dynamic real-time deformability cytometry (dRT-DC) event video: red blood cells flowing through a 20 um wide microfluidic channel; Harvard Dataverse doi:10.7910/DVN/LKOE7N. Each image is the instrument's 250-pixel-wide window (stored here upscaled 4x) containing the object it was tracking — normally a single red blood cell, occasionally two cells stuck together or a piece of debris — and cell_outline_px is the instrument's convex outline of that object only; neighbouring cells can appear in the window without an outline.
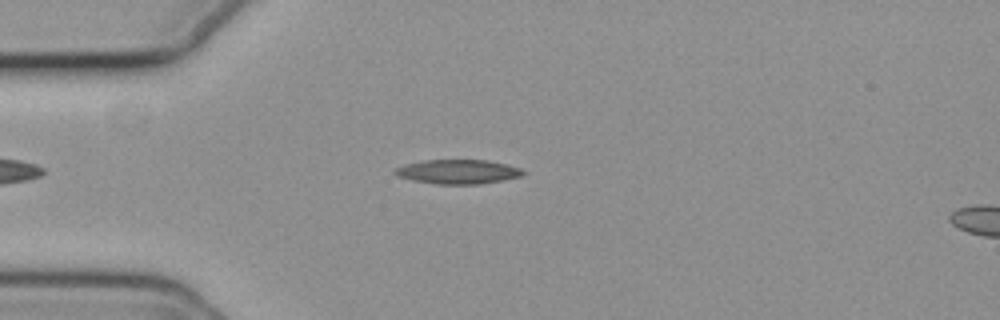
{"species": "common noctule bat (a hibernating species)", "species_latin": "Nyctalus noctula", "temperature_condition": "cold", "stored_images_in_passage": 50, "camera_frame_rate_fps": 3000, "um_per_image_px": 0.085, "animal": {"sex": "female", "body_mass_g": 19.3, "forearm_length_mm": 54.1}, "frame": {"image": 1, "passage_image": 9, "time_ms": 2.667, "image_size_px": [1000, 320], "cell_outline_px": [[528, 172], [520, 176], [504, 180], [480, 184], [436, 184], [412, 180], [396, 176], [392, 172], [396, 168], [404, 164], [424, 160], [488, 160], [520, 168]], "centroid_in_image_um": [38.9, 14.6], "position_along_channel_um": 46.1, "area_um2": 18.21}}
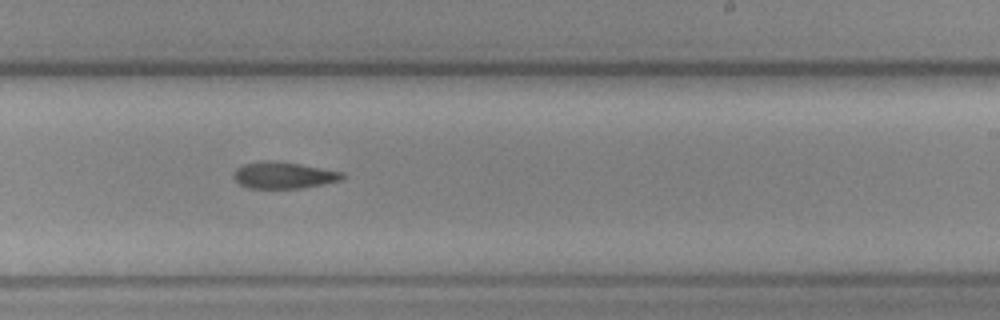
{"frame": {"image": 2, "passage_image": 28, "time_ms": 9.0, "image_size_px": [1000, 320], "cell_outline_px": [[344, 176], [340, 180], [324, 184], [300, 188], [248, 188], [240, 184], [232, 176], [236, 168], [244, 164], [268, 160], [300, 164], [344, 172]], "centroid_in_image_um": [24.1, 14.9], "position_along_channel_um": 264.9, "area_um2": 16.7}}
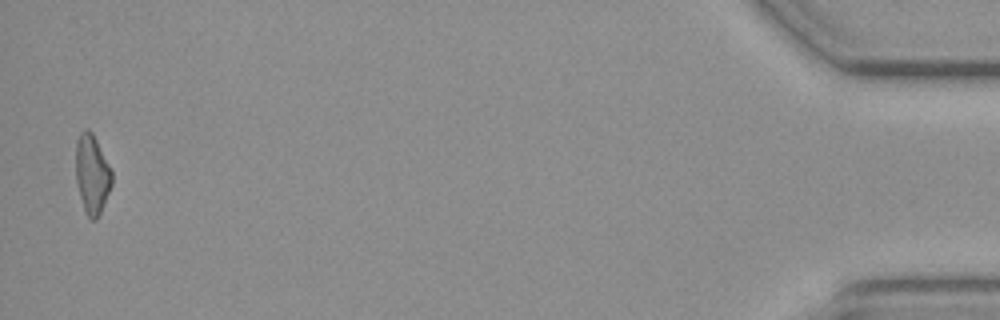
{"frame": {"image": 3, "passage_image": 49, "time_ms": 16.0, "image_size_px": [1000, 320], "cell_outline_px": [[112, 184], [100, 212], [96, 220], [92, 220], [88, 216], [84, 208], [80, 196], [76, 180], [76, 140], [80, 132], [84, 128], [88, 128], [92, 132], [112, 168]], "centroid_in_image_um": [7.83, 14.74], "position_along_channel_um": 427.4, "area_um2": 16.65}}